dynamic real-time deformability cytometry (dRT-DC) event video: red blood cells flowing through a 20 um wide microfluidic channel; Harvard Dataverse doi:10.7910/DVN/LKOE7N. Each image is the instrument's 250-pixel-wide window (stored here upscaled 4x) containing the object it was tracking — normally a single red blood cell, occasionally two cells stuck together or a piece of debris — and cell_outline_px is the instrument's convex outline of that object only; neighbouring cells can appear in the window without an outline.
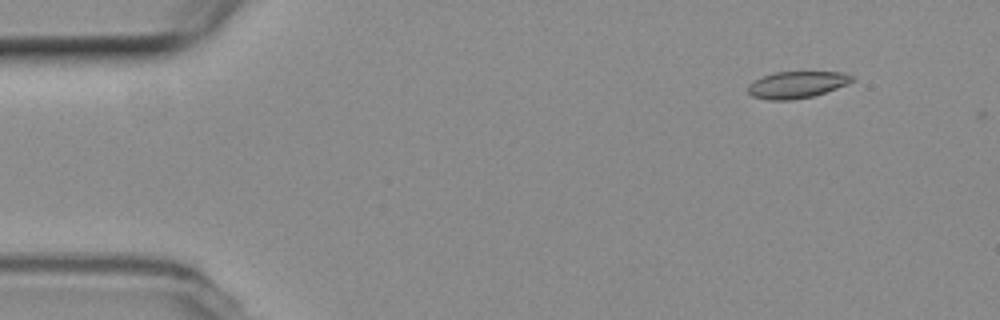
{"species": "common noctule bat (a hibernating species)", "species_latin": "Nyctalus noctula", "temperature_condition": "room temperature", "stored_images_in_passage": 12, "camera_frame_rate_fps": 3000, "um_per_image_px": 0.085, "animal": {"sex": "female", "body_mass_g": 19.3, "forearm_length_mm": 54.1}, "frame": {"image": 1, "passage_image": 6, "time_ms": 1.667, "image_size_px": [1000, 320], "cell_outline_px": [[856, 80], [848, 84], [812, 96], [792, 100], [768, 100], [752, 96], [748, 92], [748, 84], [764, 76], [776, 72], [840, 72], [852, 76]], "centroid_in_image_um": [67.73, 7.2], "position_along_channel_um": 17.3, "area_um2": 16.07}}